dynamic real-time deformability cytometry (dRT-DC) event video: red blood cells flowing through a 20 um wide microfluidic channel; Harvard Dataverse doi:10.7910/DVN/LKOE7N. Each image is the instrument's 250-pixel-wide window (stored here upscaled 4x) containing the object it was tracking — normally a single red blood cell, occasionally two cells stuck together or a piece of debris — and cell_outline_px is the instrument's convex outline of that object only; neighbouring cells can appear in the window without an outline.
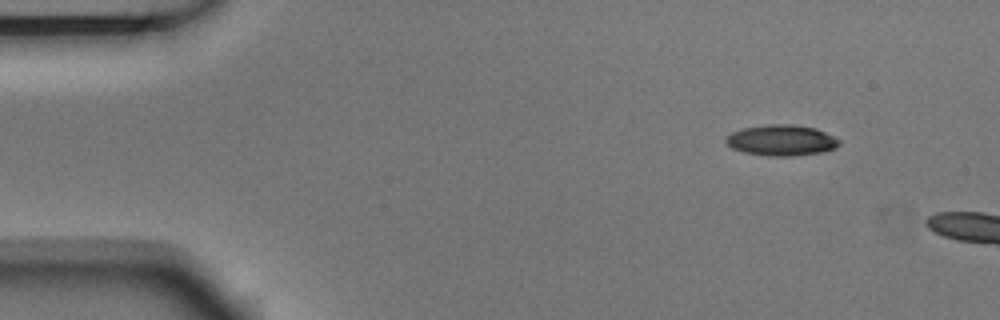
{"species": "Egyptian fruit bat (a non-hibernating species)", "species_latin": "Rousettus aegyptiacus", "temperature_condition": "room temperature", "stored_images_in_passage": 2, "camera_frame_rate_fps": 3000, "um_per_image_px": 0.085, "animal": {"sex": "male"}, "frame": {"image": 1, "passage_image": 1, "time_ms": 0.0, "image_size_px": [1000, 320], "cell_outline_px": [[840, 144], [836, 148], [820, 152], [792, 156], [768, 156], [744, 152], [732, 148], [724, 140], [732, 132], [744, 128], [768, 124], [796, 124], [816, 128], [840, 140]], "centroid_in_image_um": [66.43, 11.92], "position_along_channel_um": 18.6, "area_um2": 20.29}}